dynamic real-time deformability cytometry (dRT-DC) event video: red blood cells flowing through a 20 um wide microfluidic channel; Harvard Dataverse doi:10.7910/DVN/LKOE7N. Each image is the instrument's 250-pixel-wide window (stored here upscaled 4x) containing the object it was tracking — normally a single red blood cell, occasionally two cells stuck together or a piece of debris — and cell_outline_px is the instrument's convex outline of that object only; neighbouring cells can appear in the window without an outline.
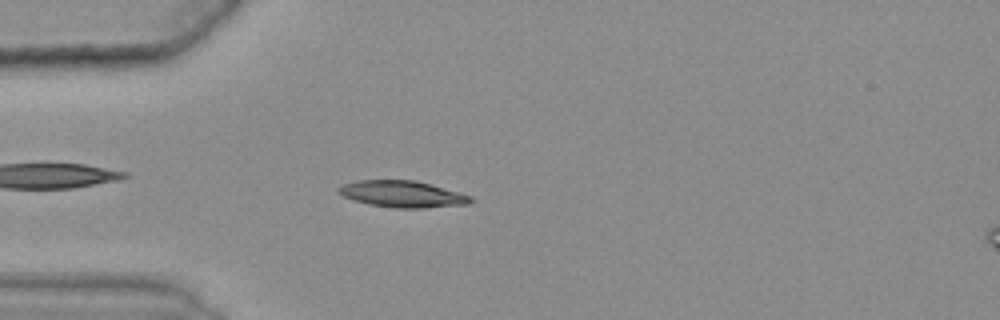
{"species": "common noctule bat (a hibernating species)", "species_latin": "Nyctalus noctula", "temperature_condition": "warm", "stored_images_in_passage": 43, "camera_frame_rate_fps": 3000, "um_per_image_px": 0.085, "animal": {"sex": "female", "body_mass_g": 25.1}, "frame": {"image": 1, "passage_image": 13, "time_ms": 4.0, "image_size_px": [1000, 320], "cell_outline_px": [[476, 200], [468, 204], [424, 208], [396, 208], [368, 204], [352, 200], [336, 192], [336, 188], [344, 184], [356, 180], [416, 180], [432, 184], [472, 196]], "centroid_in_image_um": [34.21, 16.49], "position_along_channel_um": 50.8, "area_um2": 20.69}}
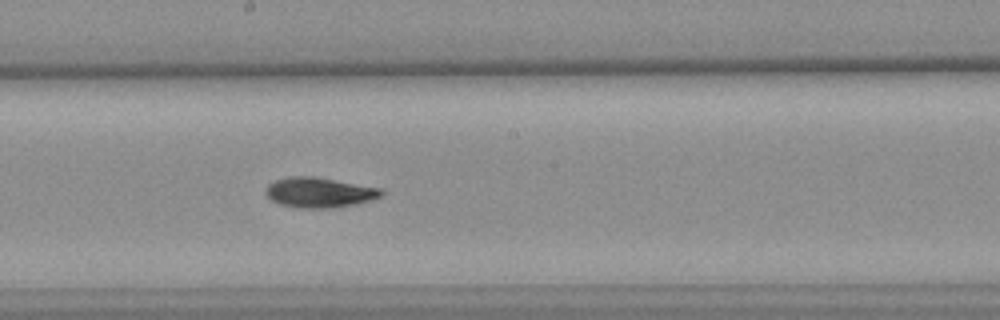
{"frame": {"image": 2, "passage_image": 28, "time_ms": 9.0, "image_size_px": [1000, 320], "cell_outline_px": [[384, 196], [372, 200], [356, 204], [332, 208], [296, 208], [280, 204], [272, 200], [264, 192], [264, 188], [268, 184], [276, 180], [292, 176], [312, 176], [384, 188]], "centroid_in_image_um": [27.18, 16.36], "position_along_channel_um": 221.0, "area_um2": 20.58}}
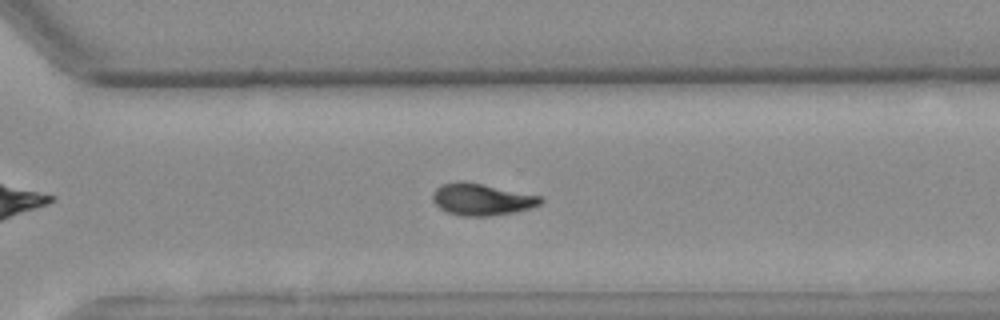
{"frame": {"image": 3, "passage_image": 37, "time_ms": 12.0, "image_size_px": [1000, 320], "cell_outline_px": [[544, 200], [540, 204], [532, 208], [516, 212], [492, 216], [460, 216], [448, 212], [440, 208], [432, 200], [432, 192], [440, 184], [460, 180], [464, 180], [540, 196]], "centroid_in_image_um": [40.92, 16.94], "position_along_channel_um": 329.7, "area_um2": 20.23}, "authors_computed_cell_mechanics": {"area_um2": 19.7676, "velocity_mm_per_s": 3.6143, "shape_relaxation_time_tau1_ms": 7.0394, "shape_relaxation_time_tau2_ms": 5.8303, "deformation_change_tau1": 0.1939, "deformation_change_tau2": 0.1003}}